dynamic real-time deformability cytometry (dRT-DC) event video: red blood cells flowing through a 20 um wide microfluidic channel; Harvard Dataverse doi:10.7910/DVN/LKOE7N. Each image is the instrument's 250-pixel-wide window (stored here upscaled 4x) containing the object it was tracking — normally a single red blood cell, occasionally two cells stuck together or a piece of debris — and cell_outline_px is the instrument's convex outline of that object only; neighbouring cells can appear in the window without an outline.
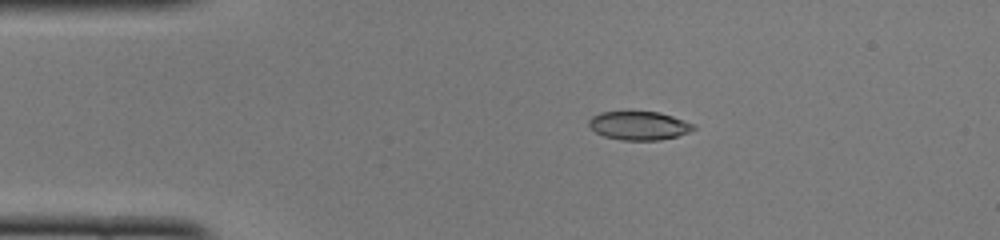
{"species": "common noctule bat (a hibernating species)", "species_latin": "Nyctalus noctula", "temperature_condition": "cold", "stored_images_in_passage": 49, "camera_frame_rate_fps": 3000, "um_per_image_px": 0.085, "animal": {"sex": "female", "body_mass_g": 22.0, "forearm_length_mm": 56.7}, "frame": {"image": 1, "passage_image": 9, "time_ms": 2.667, "image_size_px": [1000, 240], "cell_outline_px": [[696, 128], [688, 132], [676, 136], [660, 140], [620, 140], [604, 136], [596, 132], [588, 124], [588, 120], [592, 116], [600, 112], [628, 108], [660, 112], [696, 124]], "centroid_in_image_um": [54.28, 10.62], "position_along_channel_um": 30.7, "area_um2": 18.26}}
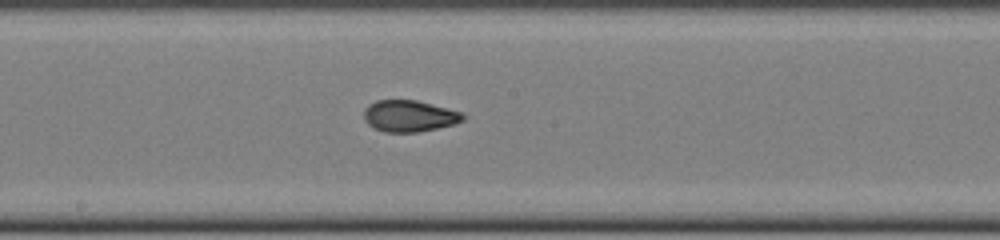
{"frame": {"image": 2, "passage_image": 26, "time_ms": 8.333, "image_size_px": [1000, 240], "cell_outline_px": [[464, 120], [456, 124], [416, 132], [384, 132], [372, 128], [364, 120], [364, 108], [368, 104], [376, 100], [416, 100], [464, 112]], "centroid_in_image_um": [34.78, 9.86], "position_along_channel_um": 213.4, "area_um2": 18.38}}
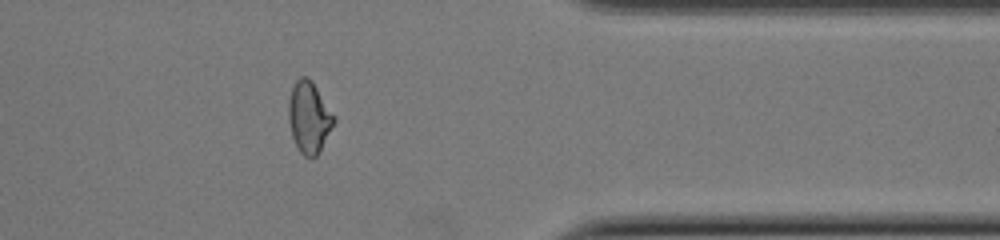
{"frame": {"image": 3, "passage_image": 40, "time_ms": 13.0, "image_size_px": [1000, 240], "cell_outline_px": [[336, 120], [316, 156], [312, 160], [304, 156], [300, 152], [292, 136], [288, 120], [288, 100], [292, 88], [296, 80], [300, 76], [308, 76], [312, 80], [336, 116]], "centroid_in_image_um": [26.27, 9.94], "position_along_channel_um": 385.1, "area_um2": 19.07}, "authors_computed_cell_mechanics": {"area_um2": 18.2648, "velocity_mm_per_s": 4.0085, "shape_relaxation_time_tau1_ms": 5.6704, "shape_relaxation_time_tau2_ms": 1.3241, "deformation_change_tau1": 0.2023, "deformation_change_tau2": 0.0734}}